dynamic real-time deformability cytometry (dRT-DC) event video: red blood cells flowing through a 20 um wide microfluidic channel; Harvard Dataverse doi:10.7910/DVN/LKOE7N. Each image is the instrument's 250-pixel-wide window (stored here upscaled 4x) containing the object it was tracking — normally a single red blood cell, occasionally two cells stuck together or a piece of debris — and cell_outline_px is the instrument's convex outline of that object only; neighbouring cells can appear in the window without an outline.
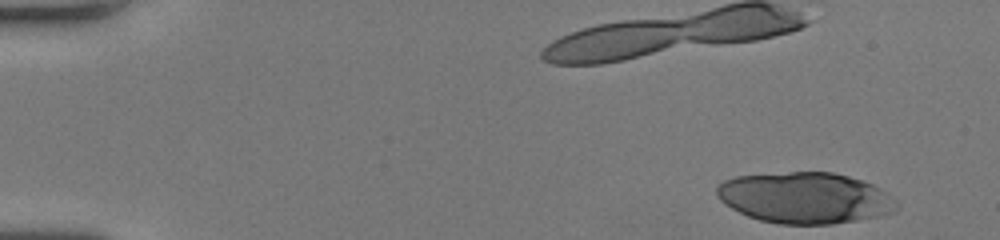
{"species": "human", "species_latin": "Homo sapiens", "temperature_condition": "room temperature", "stored_images_in_passage": 20, "camera_frame_rate_fps": 3000, "um_per_image_px": 0.085, "donor": {"sex": "female"}, "frame": {"image": 1, "passage_image": 1, "time_ms": 0.0, "image_size_px": [1000, 240], "cell_outline_px": [[900, 204], [892, 212], [876, 216], [856, 220], [832, 224], [780, 224], [760, 220], [748, 216], [724, 204], [716, 196], [716, 184], [724, 180], [736, 176], [788, 172], [832, 172], [864, 180], [880, 188], [896, 200]], "centroid_in_image_um": [68.4, 16.81], "position_along_channel_um": 16.6, "area_um2": 53.64}}